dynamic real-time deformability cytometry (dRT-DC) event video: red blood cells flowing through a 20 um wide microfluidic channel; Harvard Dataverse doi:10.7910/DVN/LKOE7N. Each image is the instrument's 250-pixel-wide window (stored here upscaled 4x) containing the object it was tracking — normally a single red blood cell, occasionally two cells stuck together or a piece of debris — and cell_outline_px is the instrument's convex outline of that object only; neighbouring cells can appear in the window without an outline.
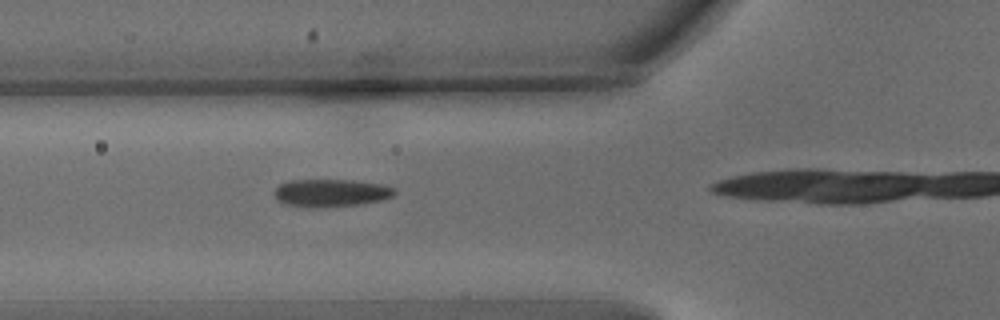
{"species": "common noctule bat (a hibernating species)", "species_latin": "Nyctalus noctula", "temperature_condition": "warm", "stored_images_in_passage": 26, "camera_frame_rate_fps": 3000, "um_per_image_px": 0.085, "animal": {"sex": "male", "body_mass_g": 15.6}, "frame": {"image": 1, "passage_image": 15, "time_ms": 4.667, "image_size_px": [1000, 320], "cell_outline_px": [[396, 192], [392, 196], [384, 200], [360, 204], [284, 204], [276, 200], [272, 192], [280, 184], [292, 180], [352, 180], [384, 184], [396, 188]], "centroid_in_image_um": [28.2, 16.33], "position_along_channel_um": 97.6, "area_um2": 18.55}}
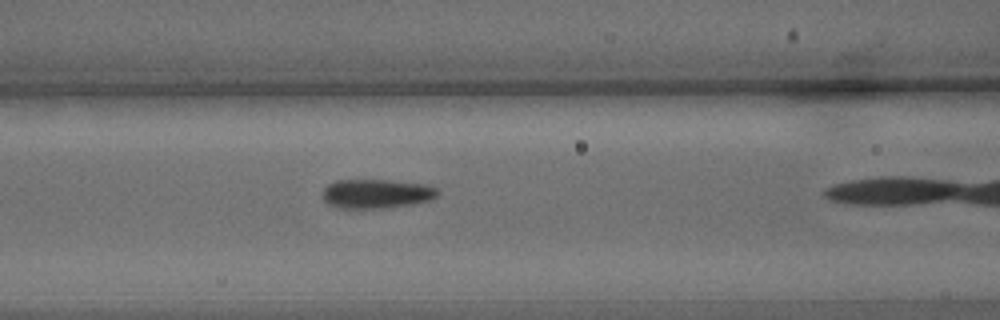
{"frame": {"image": 2, "passage_image": 18, "time_ms": 5.667, "image_size_px": [1000, 320], "cell_outline_px": [[440, 192], [432, 200], [412, 204], [384, 208], [340, 208], [328, 204], [324, 200], [324, 188], [328, 184], [336, 180], [388, 180], [420, 184], [436, 188]], "centroid_in_image_um": [31.99, 16.47], "position_along_channel_um": 134.6, "area_um2": 19.42}}
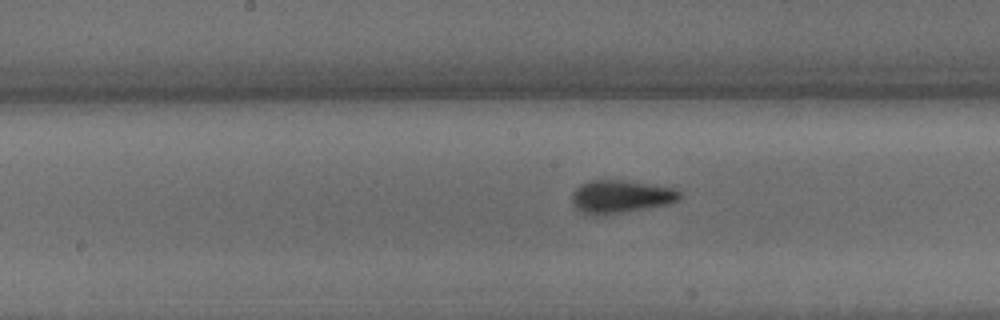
{"frame": {"image": 3, "passage_image": 23, "time_ms": 7.333, "image_size_px": [1000, 320], "cell_outline_px": [[680, 200], [664, 204], [600, 216], [584, 216], [572, 200], [572, 192], [580, 184], [592, 180], [624, 180], [672, 188], [680, 192]], "centroid_in_image_um": [52.68, 16.72], "position_along_channel_um": 195.5, "area_um2": 20.4}}